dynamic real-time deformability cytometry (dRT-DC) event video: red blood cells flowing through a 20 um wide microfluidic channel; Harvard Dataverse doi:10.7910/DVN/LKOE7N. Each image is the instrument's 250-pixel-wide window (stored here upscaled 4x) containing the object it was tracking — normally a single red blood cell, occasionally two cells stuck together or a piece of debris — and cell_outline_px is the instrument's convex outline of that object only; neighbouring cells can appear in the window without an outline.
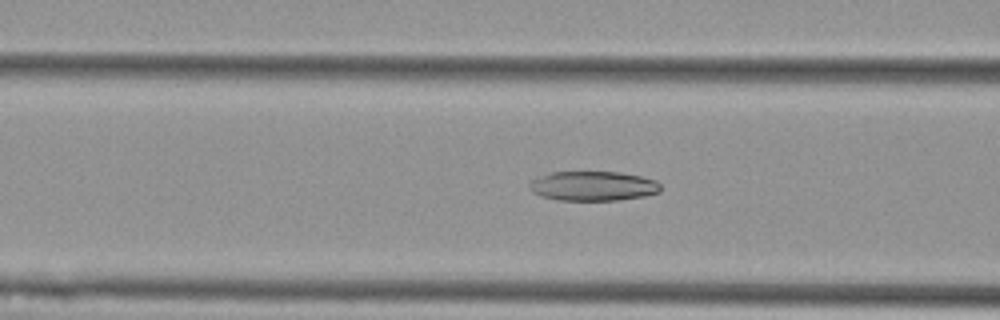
{"species": "Egyptian fruit bat (a non-hibernating species)", "species_latin": "Rousettus aegyptiacus", "temperature_condition": "cold", "stored_images_in_passage": 53, "camera_frame_rate_fps": 3000, "um_per_image_px": 0.085, "animal": {"sex": "female"}, "frame": {"image": 1, "passage_image": 20, "time_ms": 6.333, "image_size_px": [1000, 320], "cell_outline_px": [[660, 192], [644, 196], [616, 200], [560, 200], [544, 196], [532, 192], [528, 188], [528, 184], [532, 180], [552, 172], [620, 172], [640, 176], [656, 180], [660, 184]], "centroid_in_image_um": [50.43, 15.81], "position_along_channel_um": 116.2, "area_um2": 22.43}}
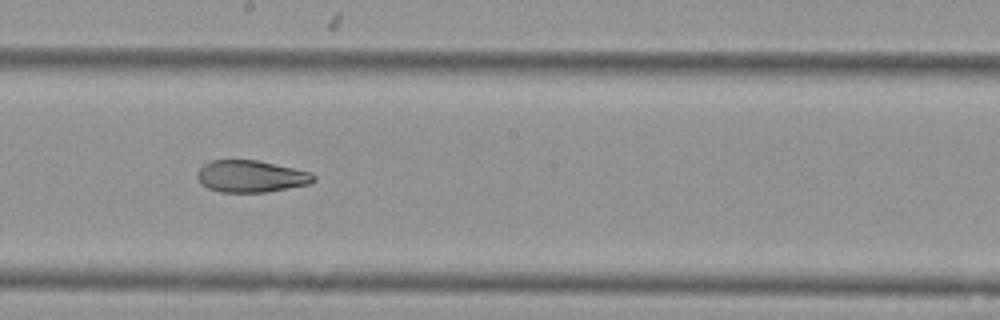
{"frame": {"image": 2, "passage_image": 29, "time_ms": 9.333, "image_size_px": [1000, 320], "cell_outline_px": [[316, 180], [312, 184], [264, 192], [220, 192], [208, 188], [196, 176], [196, 172], [204, 164], [212, 160], [256, 160], [312, 172], [316, 176]], "centroid_in_image_um": [21.37, 14.99], "position_along_channel_um": 226.8, "area_um2": 21.62}}
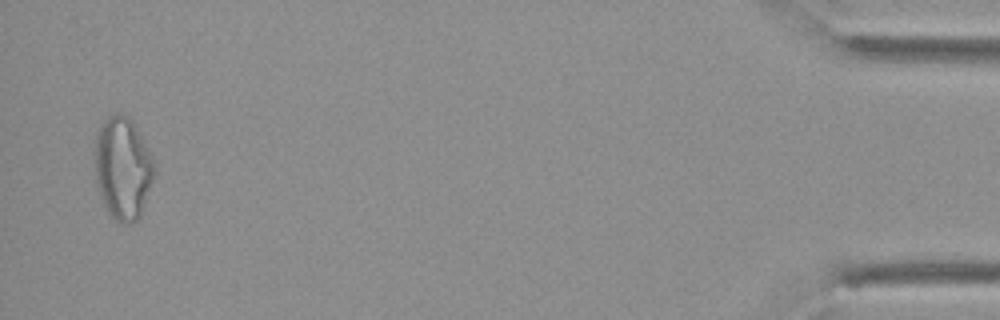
{"frame": {"image": 3, "passage_image": 52, "time_ms": 17.0, "image_size_px": [1000, 320], "cell_outline_px": [[156, 172], [140, 216], [132, 224], [120, 224], [112, 220], [100, 196], [96, 180], [92, 152], [96, 128], [108, 116], [116, 112], [128, 116], [132, 120], [148, 148], [156, 164]], "centroid_in_image_um": [10.4, 14.28], "position_along_channel_um": 424.8, "area_um2": 36.65}, "authors_computed_cell_mechanics": {"area_um2": 26.9926, "velocity_mm_per_s": 3.697, "shape_relaxation_time_tau1_ms": null, "shape_relaxation_time_tau2_ms": 4.8898, "deformation_change_tau1": null, "deformation_change_tau2": 0.1259}}